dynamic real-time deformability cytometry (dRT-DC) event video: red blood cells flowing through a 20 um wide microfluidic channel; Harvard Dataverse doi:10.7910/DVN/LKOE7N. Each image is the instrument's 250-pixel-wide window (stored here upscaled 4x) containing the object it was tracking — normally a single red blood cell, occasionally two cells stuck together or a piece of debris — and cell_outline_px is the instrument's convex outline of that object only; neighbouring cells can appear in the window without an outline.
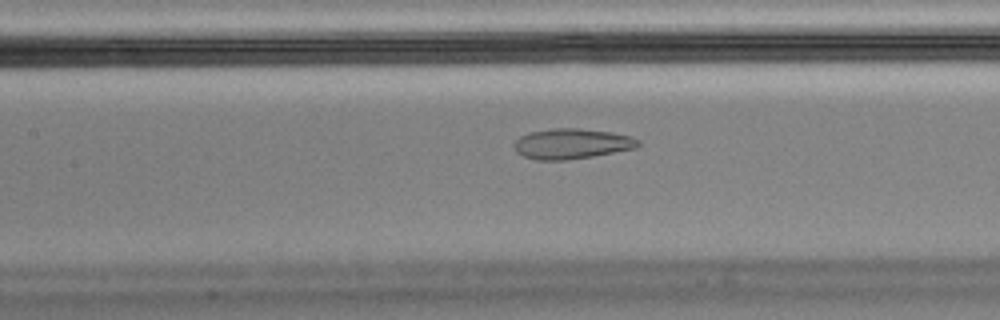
{"species": "Egyptian fruit bat (a non-hibernating species)", "species_latin": "Rousettus aegyptiacus", "temperature_condition": "cold", "stored_images_in_passage": 22, "camera_frame_rate_fps": 3000, "um_per_image_px": 0.085, "animal": {"sex": "male"}, "frame": {"image": 1, "passage_image": 19, "time_ms": 6.0, "image_size_px": [1000, 320], "cell_outline_px": [[640, 144], [636, 148], [592, 156], [568, 160], [536, 160], [524, 156], [516, 152], [512, 144], [520, 136], [528, 132], [552, 128], [580, 128], [612, 132], [632, 136], [640, 140]], "centroid_in_image_um": [48.58, 12.21], "position_along_channel_um": 158.8, "area_um2": 22.14}}